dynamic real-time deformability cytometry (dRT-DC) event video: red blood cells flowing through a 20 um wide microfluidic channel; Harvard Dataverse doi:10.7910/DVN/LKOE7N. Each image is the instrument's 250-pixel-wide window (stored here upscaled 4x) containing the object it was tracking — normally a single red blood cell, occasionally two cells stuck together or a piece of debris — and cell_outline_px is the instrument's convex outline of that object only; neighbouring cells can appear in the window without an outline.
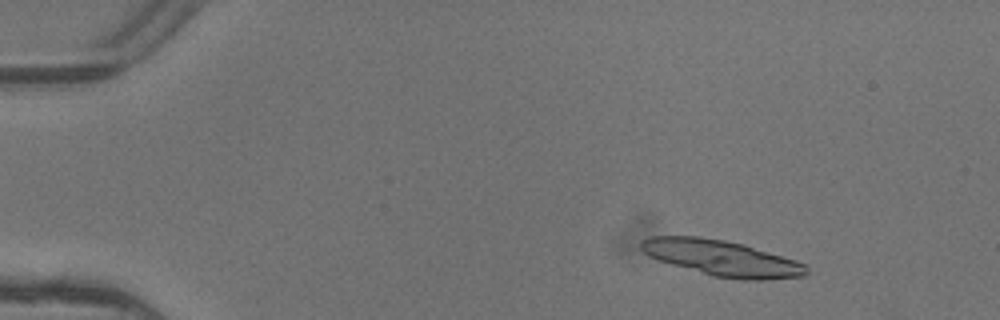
{"species": "common noctule bat (a hibernating species)", "species_latin": "Nyctalus noctula", "temperature_condition": "warm", "stored_images_in_passage": 5, "camera_frame_rate_fps": 3000, "um_per_image_px": 0.085, "animal": {"sex": "female"}, "frame": {"image": 1, "passage_image": 2, "time_ms": 0.333, "image_size_px": [1000, 320], "cell_outline_px": [[808, 272], [804, 276], [764, 280], [744, 280], [712, 276], [672, 264], [648, 256], [640, 248], [640, 240], [652, 236], [700, 236], [724, 240], [744, 244], [796, 260], [808, 264]], "centroid_in_image_um": [61.38, 21.93], "position_along_channel_um": 23.6, "area_um2": 34.56}}